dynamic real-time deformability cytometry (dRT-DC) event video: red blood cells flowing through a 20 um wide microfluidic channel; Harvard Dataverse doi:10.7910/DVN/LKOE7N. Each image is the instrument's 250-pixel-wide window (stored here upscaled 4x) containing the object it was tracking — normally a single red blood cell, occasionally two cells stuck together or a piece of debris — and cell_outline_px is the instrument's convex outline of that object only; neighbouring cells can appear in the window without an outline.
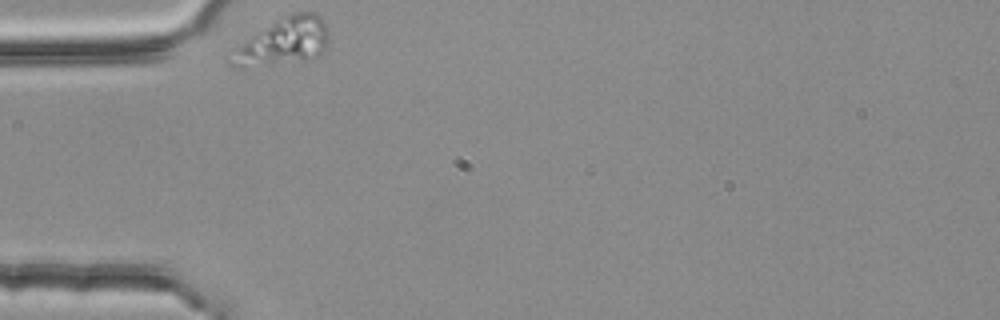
{"species": "common noctule bat (a hibernating species)", "species_latin": "Nyctalus noctula", "temperature_condition": "room temperature", "stored_images_in_passage": 35, "camera_frame_rate_fps": 3000, "um_per_image_px": 0.085, "animal": {"sex": "female", "body_mass_g": 25.1}, "frame": {"image": 1, "passage_image": 1, "time_ms": 0.0, "image_size_px": [1000, 320], "cell_outline_px": [[328, 40], [324, 52], [320, 56], [304, 60], [240, 68], [228, 64], [228, 60], [236, 48], [244, 40], [280, 16], [292, 12], [316, 12], [324, 20], [328, 28]], "centroid_in_image_um": [24.11, 3.52], "position_along_channel_um": 60.9, "area_um2": 27.05}}
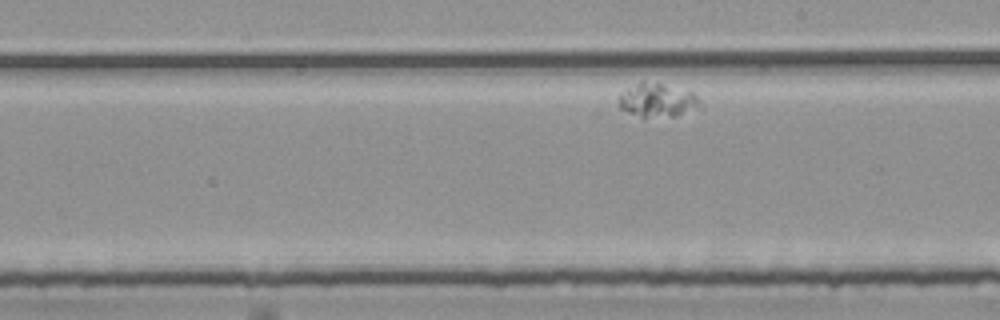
{"frame": {"image": 2, "passage_image": 20, "time_ms": 6.333, "image_size_px": [1000, 320], "cell_outline_px": [[700, 104], [676, 116], [640, 116], [628, 112], [620, 108], [616, 100], [620, 92], [640, 80], [644, 80], [692, 92], [700, 100]], "centroid_in_image_um": [55.75, 8.48], "position_along_channel_um": 233.2, "area_um2": 15.61}}
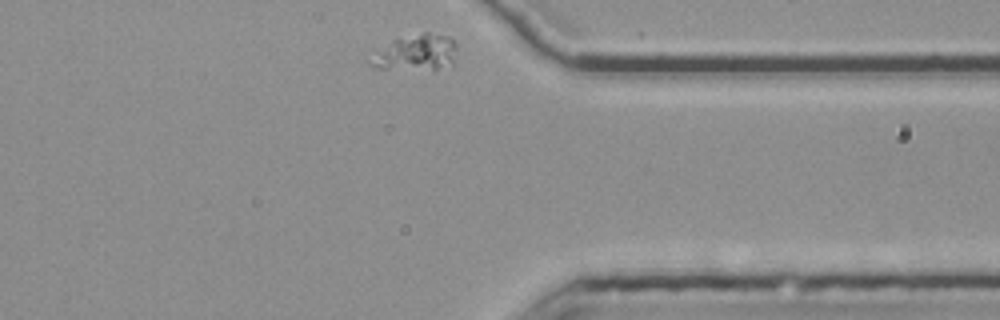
{"frame": {"image": 3, "passage_image": 35, "time_ms": 11.333, "image_size_px": [1000, 320], "cell_outline_px": [[456, 56], [452, 64], [436, 72], [376, 68], [368, 64], [364, 60], [364, 56], [392, 40], [424, 32], [428, 32], [452, 36], [456, 44]], "centroid_in_image_um": [35.29, 4.52], "position_along_channel_um": 376.1, "area_um2": 19.54}}